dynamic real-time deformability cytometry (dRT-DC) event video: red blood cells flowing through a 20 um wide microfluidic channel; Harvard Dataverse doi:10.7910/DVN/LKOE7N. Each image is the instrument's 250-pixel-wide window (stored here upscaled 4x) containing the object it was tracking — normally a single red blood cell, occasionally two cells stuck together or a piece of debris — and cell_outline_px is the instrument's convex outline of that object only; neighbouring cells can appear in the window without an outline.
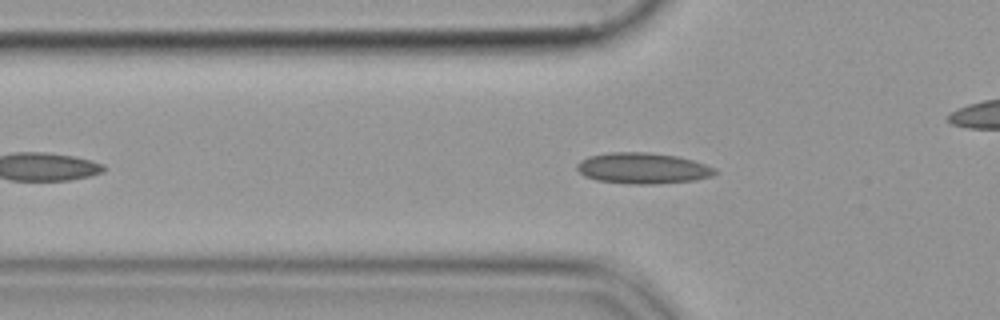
{"species": "common noctule bat (a hibernating species)", "species_latin": "Nyctalus noctula", "temperature_condition": "cold", "stored_images_in_passage": 31, "camera_frame_rate_fps": 3000, "um_per_image_px": 0.085, "animal": {"sex": "female", "body_mass_g": 19.9}, "frame": {"image": 1, "passage_image": 2, "time_ms": 0.333, "image_size_px": [1000, 320], "cell_outline_px": [[716, 172], [712, 176], [696, 180], [656, 184], [628, 184], [596, 180], [584, 176], [576, 168], [576, 164], [580, 160], [588, 156], [608, 152], [648, 152], [676, 156], [692, 160], [704, 164], [712, 168]], "centroid_in_image_um": [54.57, 14.3], "position_along_channel_um": 71.2, "area_um2": 24.91}}
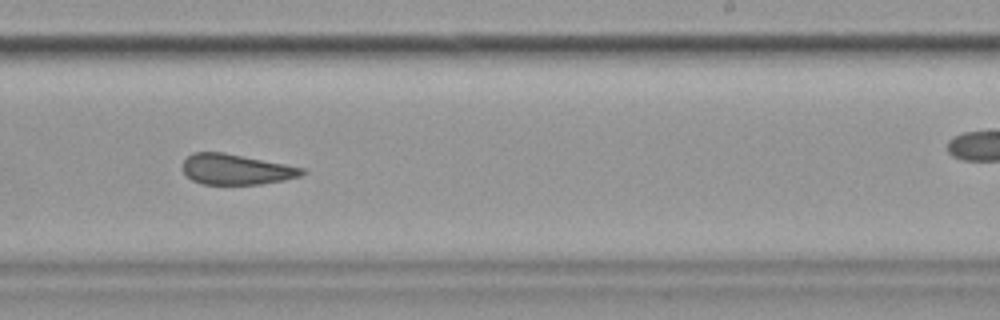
{"frame": {"image": 2, "passage_image": 18, "time_ms": 5.667, "image_size_px": [1000, 320], "cell_outline_px": [[308, 172], [300, 176], [284, 180], [260, 184], [204, 184], [192, 180], [184, 172], [184, 160], [192, 152], [224, 152], [304, 168]], "centroid_in_image_um": [20.09, 14.39], "position_along_channel_um": 268.9, "area_um2": 21.04}}
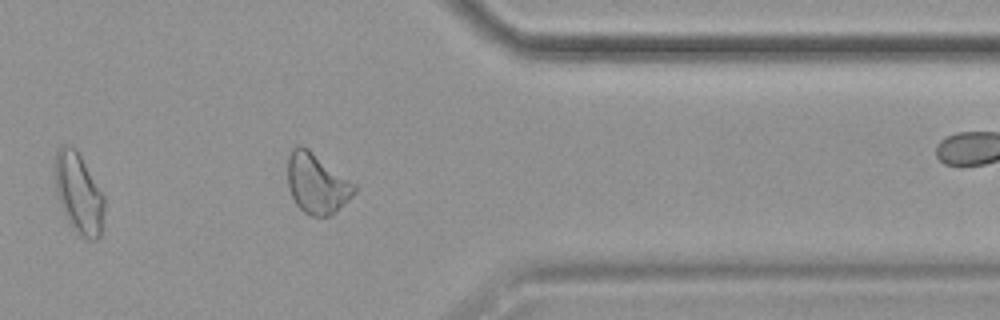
{"frame": {"image": 3, "passage_image": 28, "time_ms": 9.0, "image_size_px": [1000, 320], "cell_outline_px": [[356, 192], [336, 212], [328, 216], [312, 216], [304, 212], [296, 204], [288, 188], [288, 156], [292, 148], [300, 144], [308, 148], [356, 184]], "centroid_in_image_um": [26.93, 15.59], "position_along_channel_um": 384.5, "area_um2": 23.41}}